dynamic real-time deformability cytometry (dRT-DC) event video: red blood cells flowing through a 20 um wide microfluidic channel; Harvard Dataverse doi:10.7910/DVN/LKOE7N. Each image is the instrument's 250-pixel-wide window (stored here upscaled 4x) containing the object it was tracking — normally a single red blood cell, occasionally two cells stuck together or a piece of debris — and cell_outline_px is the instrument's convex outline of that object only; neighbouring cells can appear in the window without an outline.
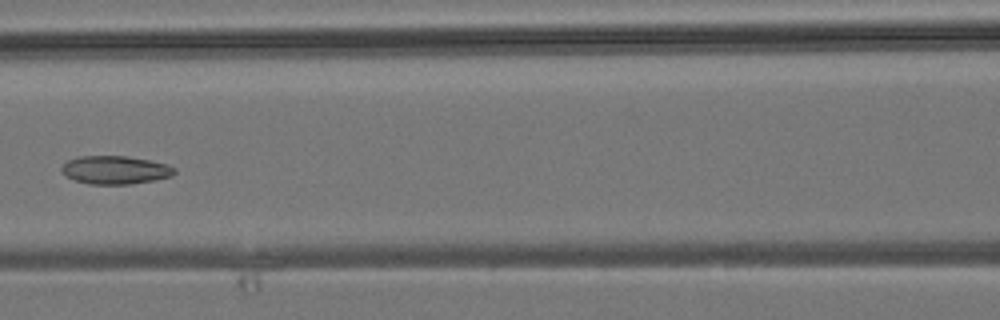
{"species": "common noctule bat (a hibernating species)", "species_latin": "Nyctalus noctula", "temperature_condition": "room temperature", "stored_images_in_passage": 6, "camera_frame_rate_fps": 3000, "um_per_image_px": 0.085, "animal": {"sex": "male", "body_mass_g": 19.2, "forearm_length_mm": 51.8}, "frame": {"image": 1, "passage_image": 6, "time_ms": 5.667, "image_size_px": [1000, 320], "cell_outline_px": [[176, 172], [172, 176], [132, 184], [88, 184], [76, 180], [68, 176], [60, 168], [68, 160], [76, 156], [128, 156], [168, 164], [176, 168]], "centroid_in_image_um": [9.82, 14.44], "position_along_channel_um": 156.8, "area_um2": 18.5}}